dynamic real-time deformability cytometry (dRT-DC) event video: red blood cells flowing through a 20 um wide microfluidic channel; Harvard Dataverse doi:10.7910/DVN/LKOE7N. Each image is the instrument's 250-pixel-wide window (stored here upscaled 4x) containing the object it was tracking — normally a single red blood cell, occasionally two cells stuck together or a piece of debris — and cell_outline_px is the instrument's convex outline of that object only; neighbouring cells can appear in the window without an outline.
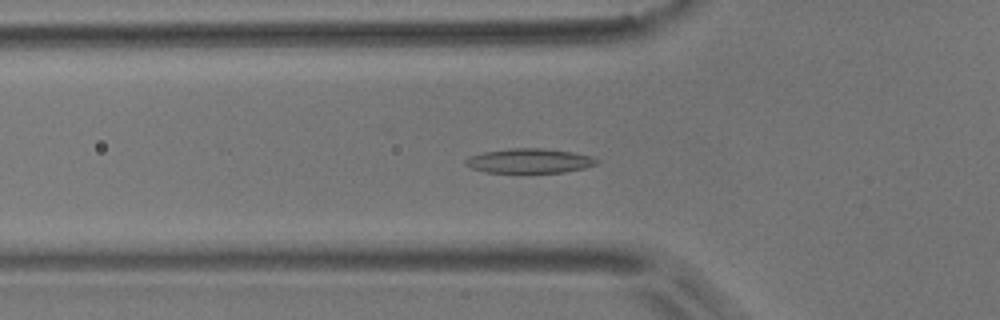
{"species": "common noctule bat (a hibernating species)", "species_latin": "Nyctalus noctula", "temperature_condition": "room temperature", "stored_images_in_passage": 43, "camera_frame_rate_fps": 3000, "um_per_image_px": 0.085, "animal": {"sex": "male", "body_mass_g": 17.9}, "frame": {"image": 1, "passage_image": 18, "time_ms": 5.667, "image_size_px": [1000, 320], "cell_outline_px": [[600, 160], [596, 164], [584, 168], [564, 172], [484, 172], [472, 168], [464, 164], [464, 160], [468, 156], [484, 152], [508, 148], [544, 148], [572, 152], [592, 156]], "centroid_in_image_um": [44.98, 13.66], "position_along_channel_um": 80.8, "area_um2": 18.79}}
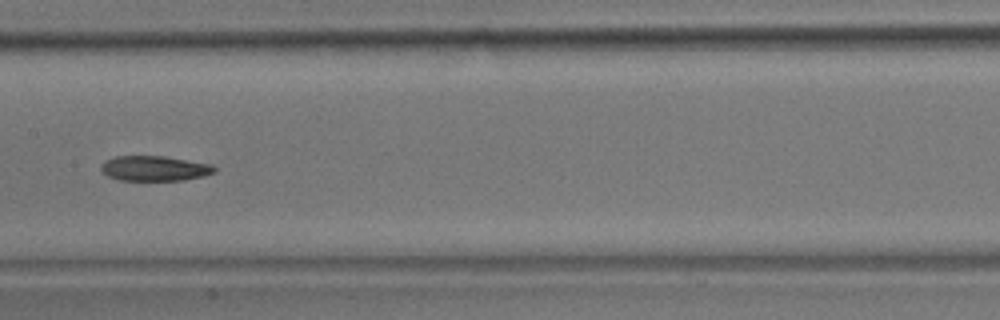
{"frame": {"image": 2, "passage_image": 27, "time_ms": 8.667, "image_size_px": [1000, 320], "cell_outline_px": [[216, 172], [204, 176], [184, 180], [120, 180], [108, 176], [100, 172], [100, 164], [104, 160], [116, 156], [164, 156], [212, 164], [216, 168]], "centroid_in_image_um": [13.11, 14.31], "position_along_channel_um": 194.3, "area_um2": 16.76}}
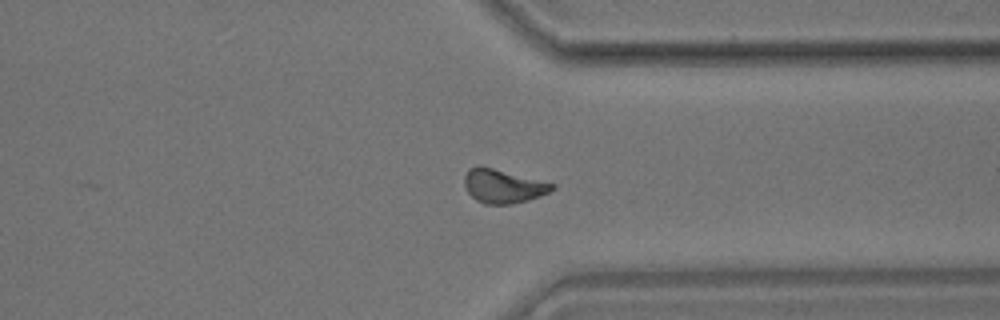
{"frame": {"image": 3, "passage_image": 41, "time_ms": 13.333, "image_size_px": [1000, 320], "cell_outline_px": [[556, 188], [540, 196], [528, 200], [512, 204], [484, 204], [476, 200], [468, 192], [464, 184], [464, 176], [468, 168], [476, 164], [480, 164], [556, 184]], "centroid_in_image_um": [42.74, 15.79], "position_along_channel_um": 368.7, "area_um2": 17.57}, "authors_computed_cell_mechanics": {"area_um2": 17.8024, "velocity_mm_per_s": 3.7627, "shape_relaxation_time_tau1_ms": 5.0938, "shape_relaxation_time_tau2_ms": null, "deformation_change_tau1": 0.1335, "deformation_change_tau2": null}}